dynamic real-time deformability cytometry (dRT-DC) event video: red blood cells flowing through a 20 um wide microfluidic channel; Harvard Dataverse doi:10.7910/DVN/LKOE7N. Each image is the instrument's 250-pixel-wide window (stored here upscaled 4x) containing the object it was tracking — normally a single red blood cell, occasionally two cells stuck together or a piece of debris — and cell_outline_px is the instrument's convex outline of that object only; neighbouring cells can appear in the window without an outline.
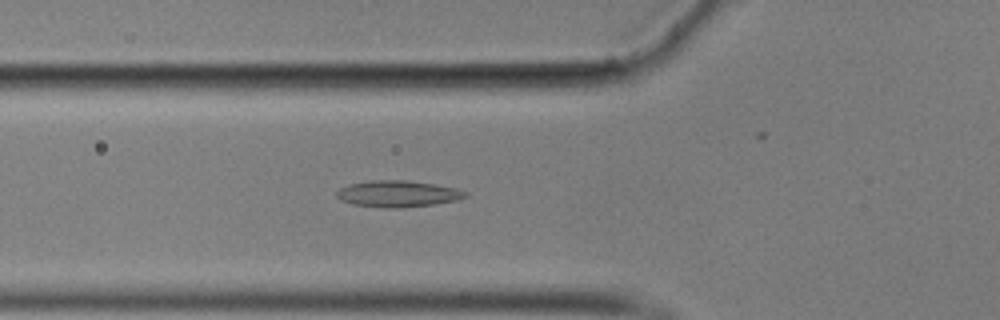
{"species": "common noctule bat (a hibernating species)", "species_latin": "Nyctalus noctula", "temperature_condition": "cold", "stored_images_in_passage": 56, "camera_frame_rate_fps": 3000, "um_per_image_px": 0.085, "animal": {"sex": "male", "body_mass_g": 17.9}, "frame": {"image": 1, "passage_image": 19, "time_ms": 6.0, "image_size_px": [1000, 320], "cell_outline_px": [[468, 196], [456, 200], [436, 204], [400, 208], [384, 208], [352, 204], [340, 200], [336, 196], [336, 192], [340, 188], [348, 184], [372, 180], [408, 180], [436, 184], [456, 188], [468, 192]], "centroid_in_image_um": [33.82, 16.47], "position_along_channel_um": 92.0, "area_um2": 20.06}}
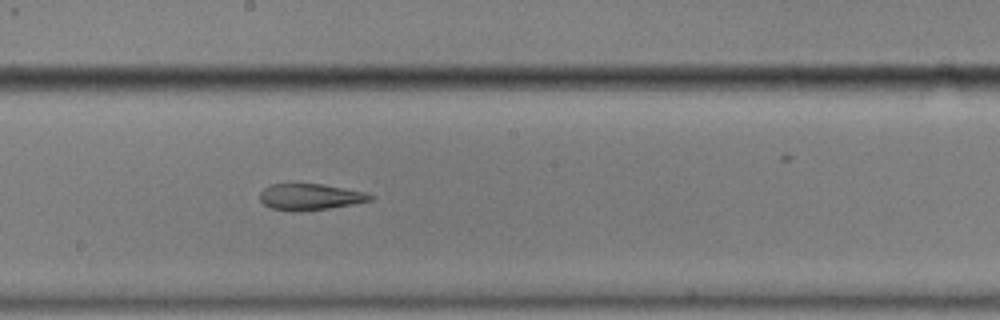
{"frame": {"image": 2, "passage_image": 30, "time_ms": 9.667, "image_size_px": [1000, 320], "cell_outline_px": [[372, 200], [352, 204], [328, 208], [300, 212], [292, 212], [272, 208], [264, 204], [260, 200], [260, 192], [264, 188], [272, 184], [324, 184], [364, 192], [372, 196]], "centroid_in_image_um": [26.32, 16.74], "position_along_channel_um": 221.9, "area_um2": 16.82}}
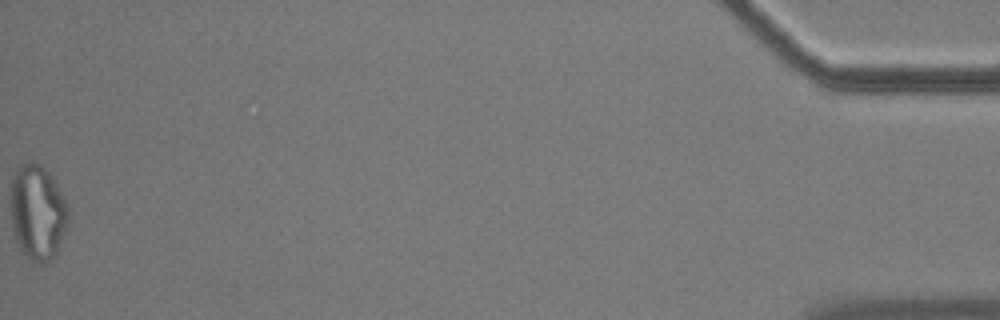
{"frame": {"image": 3, "passage_image": 56, "time_ms": 18.333, "image_size_px": [1000, 320], "cell_outline_px": [[68, 220], [56, 252], [44, 264], [28, 260], [20, 248], [16, 240], [12, 228], [12, 176], [16, 168], [20, 164], [28, 160], [32, 160], [40, 164], [52, 176], [64, 196], [68, 204]], "centroid_in_image_um": [3.19, 18.0], "position_along_channel_um": 432.0, "area_um2": 31.85}, "authors_computed_cell_mechanics": {"area_um2": 19.3052, "velocity_mm_per_s": 3.5261, "shape_relaxation_time_tau1_ms": null, "shape_relaxation_time_tau2_ms": 4.4667, "deformation_change_tau1": null, "deformation_change_tau2": 0.131}}